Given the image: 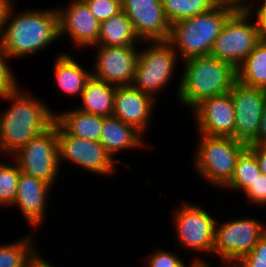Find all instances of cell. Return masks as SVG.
<instances>
[{"instance_id":"cell-2","label":"cell","mask_w":266,"mask_h":267,"mask_svg":"<svg viewBox=\"0 0 266 267\" xmlns=\"http://www.w3.org/2000/svg\"><path fill=\"white\" fill-rule=\"evenodd\" d=\"M12 7L0 33L3 49L11 58H22L41 51L59 37L57 9H30L15 15ZM13 14L15 16L11 17Z\"/></svg>"},{"instance_id":"cell-12","label":"cell","mask_w":266,"mask_h":267,"mask_svg":"<svg viewBox=\"0 0 266 267\" xmlns=\"http://www.w3.org/2000/svg\"><path fill=\"white\" fill-rule=\"evenodd\" d=\"M179 242L190 250L211 252L214 247L216 220L195 204H184L174 215Z\"/></svg>"},{"instance_id":"cell-3","label":"cell","mask_w":266,"mask_h":267,"mask_svg":"<svg viewBox=\"0 0 266 267\" xmlns=\"http://www.w3.org/2000/svg\"><path fill=\"white\" fill-rule=\"evenodd\" d=\"M184 62L177 94L179 100L192 110L206 98L229 92L237 81L236 68L232 64L210 55Z\"/></svg>"},{"instance_id":"cell-37","label":"cell","mask_w":266,"mask_h":267,"mask_svg":"<svg viewBox=\"0 0 266 267\" xmlns=\"http://www.w3.org/2000/svg\"><path fill=\"white\" fill-rule=\"evenodd\" d=\"M259 5L260 7L258 6V8L255 9V17H257L259 21L261 40H266V0Z\"/></svg>"},{"instance_id":"cell-25","label":"cell","mask_w":266,"mask_h":267,"mask_svg":"<svg viewBox=\"0 0 266 267\" xmlns=\"http://www.w3.org/2000/svg\"><path fill=\"white\" fill-rule=\"evenodd\" d=\"M255 155L246 148L238 157L232 179L223 187L245 192L261 175Z\"/></svg>"},{"instance_id":"cell-18","label":"cell","mask_w":266,"mask_h":267,"mask_svg":"<svg viewBox=\"0 0 266 267\" xmlns=\"http://www.w3.org/2000/svg\"><path fill=\"white\" fill-rule=\"evenodd\" d=\"M51 189L48 183L27 175L23 172L20 173L17 196L13 206L20 208L24 218L33 226L34 229L41 225L45 208L47 203V194Z\"/></svg>"},{"instance_id":"cell-17","label":"cell","mask_w":266,"mask_h":267,"mask_svg":"<svg viewBox=\"0 0 266 267\" xmlns=\"http://www.w3.org/2000/svg\"><path fill=\"white\" fill-rule=\"evenodd\" d=\"M155 97L131 86H117L114 93L113 115L144 134L153 112Z\"/></svg>"},{"instance_id":"cell-32","label":"cell","mask_w":266,"mask_h":267,"mask_svg":"<svg viewBox=\"0 0 266 267\" xmlns=\"http://www.w3.org/2000/svg\"><path fill=\"white\" fill-rule=\"evenodd\" d=\"M242 261L248 267H266V232Z\"/></svg>"},{"instance_id":"cell-9","label":"cell","mask_w":266,"mask_h":267,"mask_svg":"<svg viewBox=\"0 0 266 267\" xmlns=\"http://www.w3.org/2000/svg\"><path fill=\"white\" fill-rule=\"evenodd\" d=\"M217 222L220 221L215 223L212 252H217L222 261L242 260L266 232V226L254 219L235 218L223 224Z\"/></svg>"},{"instance_id":"cell-28","label":"cell","mask_w":266,"mask_h":267,"mask_svg":"<svg viewBox=\"0 0 266 267\" xmlns=\"http://www.w3.org/2000/svg\"><path fill=\"white\" fill-rule=\"evenodd\" d=\"M21 170L16 165L0 163V205L11 206L17 196V186Z\"/></svg>"},{"instance_id":"cell-22","label":"cell","mask_w":266,"mask_h":267,"mask_svg":"<svg viewBox=\"0 0 266 267\" xmlns=\"http://www.w3.org/2000/svg\"><path fill=\"white\" fill-rule=\"evenodd\" d=\"M54 67L57 86L69 96H81L87 80L92 76L91 72L85 70L67 53L59 54Z\"/></svg>"},{"instance_id":"cell-29","label":"cell","mask_w":266,"mask_h":267,"mask_svg":"<svg viewBox=\"0 0 266 267\" xmlns=\"http://www.w3.org/2000/svg\"><path fill=\"white\" fill-rule=\"evenodd\" d=\"M90 9V12L98 22L110 19L122 11V4L116 0H83Z\"/></svg>"},{"instance_id":"cell-26","label":"cell","mask_w":266,"mask_h":267,"mask_svg":"<svg viewBox=\"0 0 266 267\" xmlns=\"http://www.w3.org/2000/svg\"><path fill=\"white\" fill-rule=\"evenodd\" d=\"M167 20L173 24L179 20L197 16L214 7L213 0H161Z\"/></svg>"},{"instance_id":"cell-5","label":"cell","mask_w":266,"mask_h":267,"mask_svg":"<svg viewBox=\"0 0 266 267\" xmlns=\"http://www.w3.org/2000/svg\"><path fill=\"white\" fill-rule=\"evenodd\" d=\"M201 136L195 168L205 181L222 188L232 179L238 157L248 145L233 137Z\"/></svg>"},{"instance_id":"cell-36","label":"cell","mask_w":266,"mask_h":267,"mask_svg":"<svg viewBox=\"0 0 266 267\" xmlns=\"http://www.w3.org/2000/svg\"><path fill=\"white\" fill-rule=\"evenodd\" d=\"M249 145L266 147V105L263 110L258 134Z\"/></svg>"},{"instance_id":"cell-14","label":"cell","mask_w":266,"mask_h":267,"mask_svg":"<svg viewBox=\"0 0 266 267\" xmlns=\"http://www.w3.org/2000/svg\"><path fill=\"white\" fill-rule=\"evenodd\" d=\"M121 4L140 41L168 40L171 24L161 0H123Z\"/></svg>"},{"instance_id":"cell-10","label":"cell","mask_w":266,"mask_h":267,"mask_svg":"<svg viewBox=\"0 0 266 267\" xmlns=\"http://www.w3.org/2000/svg\"><path fill=\"white\" fill-rule=\"evenodd\" d=\"M57 139L59 166L62 161L67 160L95 174L105 176L115 172V157H112L100 142L72 136L58 123Z\"/></svg>"},{"instance_id":"cell-39","label":"cell","mask_w":266,"mask_h":267,"mask_svg":"<svg viewBox=\"0 0 266 267\" xmlns=\"http://www.w3.org/2000/svg\"><path fill=\"white\" fill-rule=\"evenodd\" d=\"M13 0H0V33L6 21L10 7L13 5Z\"/></svg>"},{"instance_id":"cell-24","label":"cell","mask_w":266,"mask_h":267,"mask_svg":"<svg viewBox=\"0 0 266 267\" xmlns=\"http://www.w3.org/2000/svg\"><path fill=\"white\" fill-rule=\"evenodd\" d=\"M236 72L237 81L241 84L266 90V40L256 45Z\"/></svg>"},{"instance_id":"cell-41","label":"cell","mask_w":266,"mask_h":267,"mask_svg":"<svg viewBox=\"0 0 266 267\" xmlns=\"http://www.w3.org/2000/svg\"><path fill=\"white\" fill-rule=\"evenodd\" d=\"M193 261L194 262H192V264L190 266L184 265L182 267H201L205 263L204 261H202L200 259H197V258L195 260H193Z\"/></svg>"},{"instance_id":"cell-1","label":"cell","mask_w":266,"mask_h":267,"mask_svg":"<svg viewBox=\"0 0 266 267\" xmlns=\"http://www.w3.org/2000/svg\"><path fill=\"white\" fill-rule=\"evenodd\" d=\"M17 89L0 99L12 100L8 110L0 115V152L8 155L28 143L32 138L49 128L55 113L46 104L34 98L29 92Z\"/></svg>"},{"instance_id":"cell-7","label":"cell","mask_w":266,"mask_h":267,"mask_svg":"<svg viewBox=\"0 0 266 267\" xmlns=\"http://www.w3.org/2000/svg\"><path fill=\"white\" fill-rule=\"evenodd\" d=\"M12 156L21 172L53 186L59 172L57 122L54 120Z\"/></svg>"},{"instance_id":"cell-15","label":"cell","mask_w":266,"mask_h":267,"mask_svg":"<svg viewBox=\"0 0 266 267\" xmlns=\"http://www.w3.org/2000/svg\"><path fill=\"white\" fill-rule=\"evenodd\" d=\"M193 109L199 134L234 138L235 110L230 91L206 98Z\"/></svg>"},{"instance_id":"cell-19","label":"cell","mask_w":266,"mask_h":267,"mask_svg":"<svg viewBox=\"0 0 266 267\" xmlns=\"http://www.w3.org/2000/svg\"><path fill=\"white\" fill-rule=\"evenodd\" d=\"M142 133L134 126L116 118L103 117L100 143L112 156L120 150H131L132 148L146 145L142 140ZM138 146V147H137Z\"/></svg>"},{"instance_id":"cell-42","label":"cell","mask_w":266,"mask_h":267,"mask_svg":"<svg viewBox=\"0 0 266 267\" xmlns=\"http://www.w3.org/2000/svg\"><path fill=\"white\" fill-rule=\"evenodd\" d=\"M201 267H209V265L204 263Z\"/></svg>"},{"instance_id":"cell-33","label":"cell","mask_w":266,"mask_h":267,"mask_svg":"<svg viewBox=\"0 0 266 267\" xmlns=\"http://www.w3.org/2000/svg\"><path fill=\"white\" fill-rule=\"evenodd\" d=\"M246 196L254 204L266 205V175L261 174L245 191Z\"/></svg>"},{"instance_id":"cell-16","label":"cell","mask_w":266,"mask_h":267,"mask_svg":"<svg viewBox=\"0 0 266 267\" xmlns=\"http://www.w3.org/2000/svg\"><path fill=\"white\" fill-rule=\"evenodd\" d=\"M57 11L59 37L64 33L68 34L74 44L80 48L97 45L100 23L83 0H73L68 7Z\"/></svg>"},{"instance_id":"cell-6","label":"cell","mask_w":266,"mask_h":267,"mask_svg":"<svg viewBox=\"0 0 266 267\" xmlns=\"http://www.w3.org/2000/svg\"><path fill=\"white\" fill-rule=\"evenodd\" d=\"M252 12H234L216 38L210 56L232 64L236 69L261 41L258 18L248 23Z\"/></svg>"},{"instance_id":"cell-8","label":"cell","mask_w":266,"mask_h":267,"mask_svg":"<svg viewBox=\"0 0 266 267\" xmlns=\"http://www.w3.org/2000/svg\"><path fill=\"white\" fill-rule=\"evenodd\" d=\"M177 58L176 51L167 40L151 41L150 47L140 50L132 86L154 97V93L168 85Z\"/></svg>"},{"instance_id":"cell-35","label":"cell","mask_w":266,"mask_h":267,"mask_svg":"<svg viewBox=\"0 0 266 267\" xmlns=\"http://www.w3.org/2000/svg\"><path fill=\"white\" fill-rule=\"evenodd\" d=\"M254 155L263 175H266V147L248 145L247 147Z\"/></svg>"},{"instance_id":"cell-21","label":"cell","mask_w":266,"mask_h":267,"mask_svg":"<svg viewBox=\"0 0 266 267\" xmlns=\"http://www.w3.org/2000/svg\"><path fill=\"white\" fill-rule=\"evenodd\" d=\"M117 86L96 79L91 76L82 91V107L81 111L100 115L103 117H111L113 115L114 93Z\"/></svg>"},{"instance_id":"cell-23","label":"cell","mask_w":266,"mask_h":267,"mask_svg":"<svg viewBox=\"0 0 266 267\" xmlns=\"http://www.w3.org/2000/svg\"><path fill=\"white\" fill-rule=\"evenodd\" d=\"M139 41L129 18L123 11L100 22L97 45L136 47Z\"/></svg>"},{"instance_id":"cell-13","label":"cell","mask_w":266,"mask_h":267,"mask_svg":"<svg viewBox=\"0 0 266 267\" xmlns=\"http://www.w3.org/2000/svg\"><path fill=\"white\" fill-rule=\"evenodd\" d=\"M95 46L98 51L92 76L114 86H131L140 55L137 47Z\"/></svg>"},{"instance_id":"cell-20","label":"cell","mask_w":266,"mask_h":267,"mask_svg":"<svg viewBox=\"0 0 266 267\" xmlns=\"http://www.w3.org/2000/svg\"><path fill=\"white\" fill-rule=\"evenodd\" d=\"M71 110L57 114L55 112V121L72 136L99 142L103 116L87 113L78 108Z\"/></svg>"},{"instance_id":"cell-34","label":"cell","mask_w":266,"mask_h":267,"mask_svg":"<svg viewBox=\"0 0 266 267\" xmlns=\"http://www.w3.org/2000/svg\"><path fill=\"white\" fill-rule=\"evenodd\" d=\"M245 1L247 0H213V3L215 6L226 7L234 12H253L251 3L247 5Z\"/></svg>"},{"instance_id":"cell-31","label":"cell","mask_w":266,"mask_h":267,"mask_svg":"<svg viewBox=\"0 0 266 267\" xmlns=\"http://www.w3.org/2000/svg\"><path fill=\"white\" fill-rule=\"evenodd\" d=\"M147 259V267H182L185 265L177 255L163 249H156V252L154 251Z\"/></svg>"},{"instance_id":"cell-11","label":"cell","mask_w":266,"mask_h":267,"mask_svg":"<svg viewBox=\"0 0 266 267\" xmlns=\"http://www.w3.org/2000/svg\"><path fill=\"white\" fill-rule=\"evenodd\" d=\"M235 110L234 138L249 145L257 136L266 90L248 87L236 81L230 90Z\"/></svg>"},{"instance_id":"cell-40","label":"cell","mask_w":266,"mask_h":267,"mask_svg":"<svg viewBox=\"0 0 266 267\" xmlns=\"http://www.w3.org/2000/svg\"><path fill=\"white\" fill-rule=\"evenodd\" d=\"M223 262H228L230 263V265H228L227 267H248L246 265V263H244L242 260H226V261H223ZM233 262H235V264L233 266H231L233 264Z\"/></svg>"},{"instance_id":"cell-27","label":"cell","mask_w":266,"mask_h":267,"mask_svg":"<svg viewBox=\"0 0 266 267\" xmlns=\"http://www.w3.org/2000/svg\"><path fill=\"white\" fill-rule=\"evenodd\" d=\"M31 236L22 238L16 243L0 245V267H25L35 247Z\"/></svg>"},{"instance_id":"cell-30","label":"cell","mask_w":266,"mask_h":267,"mask_svg":"<svg viewBox=\"0 0 266 267\" xmlns=\"http://www.w3.org/2000/svg\"><path fill=\"white\" fill-rule=\"evenodd\" d=\"M7 58H11L8 53L3 49L0 42V97H3L9 93H13L19 87L17 86L16 77L13 74L12 69L9 68Z\"/></svg>"},{"instance_id":"cell-38","label":"cell","mask_w":266,"mask_h":267,"mask_svg":"<svg viewBox=\"0 0 266 267\" xmlns=\"http://www.w3.org/2000/svg\"><path fill=\"white\" fill-rule=\"evenodd\" d=\"M25 267H54L51 263L47 262L45 259L41 258L36 248L28 257Z\"/></svg>"},{"instance_id":"cell-4","label":"cell","mask_w":266,"mask_h":267,"mask_svg":"<svg viewBox=\"0 0 266 267\" xmlns=\"http://www.w3.org/2000/svg\"><path fill=\"white\" fill-rule=\"evenodd\" d=\"M233 10L214 6L197 16L179 20L170 26L168 42L181 59L209 56L216 38Z\"/></svg>"}]
</instances>
